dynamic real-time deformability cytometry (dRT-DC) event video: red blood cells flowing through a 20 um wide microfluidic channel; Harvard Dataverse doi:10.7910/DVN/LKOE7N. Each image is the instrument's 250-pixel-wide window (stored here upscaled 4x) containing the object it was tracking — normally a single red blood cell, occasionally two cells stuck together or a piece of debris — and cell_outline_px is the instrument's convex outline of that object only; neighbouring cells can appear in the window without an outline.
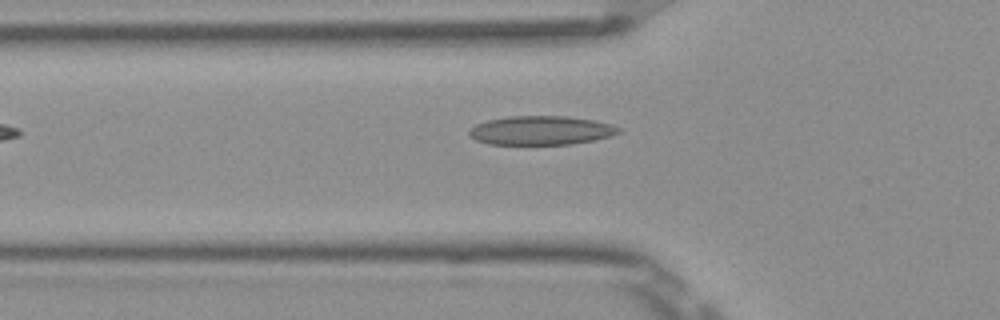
{"species": "Egyptian fruit bat (a non-hibernating species)", "species_latin": "Rousettus aegyptiacus", "temperature_condition": "room temperature", "stored_images_in_passage": 5, "camera_frame_rate_fps": 3000, "um_per_image_px": 0.085, "frame": {"image": 1, "passage_image": 5, "time_ms": 1.333, "image_size_px": [1000, 320], "cell_outline_px": [[620, 132], [612, 136], [596, 140], [572, 144], [488, 144], [476, 140], [468, 136], [468, 128], [476, 124], [488, 120], [508, 116], [568, 116], [592, 120], [612, 124], [620, 128]], "centroid_in_image_um": [45.97, 11.08], "position_along_channel_um": 79.8, "area_um2": 25.43}}